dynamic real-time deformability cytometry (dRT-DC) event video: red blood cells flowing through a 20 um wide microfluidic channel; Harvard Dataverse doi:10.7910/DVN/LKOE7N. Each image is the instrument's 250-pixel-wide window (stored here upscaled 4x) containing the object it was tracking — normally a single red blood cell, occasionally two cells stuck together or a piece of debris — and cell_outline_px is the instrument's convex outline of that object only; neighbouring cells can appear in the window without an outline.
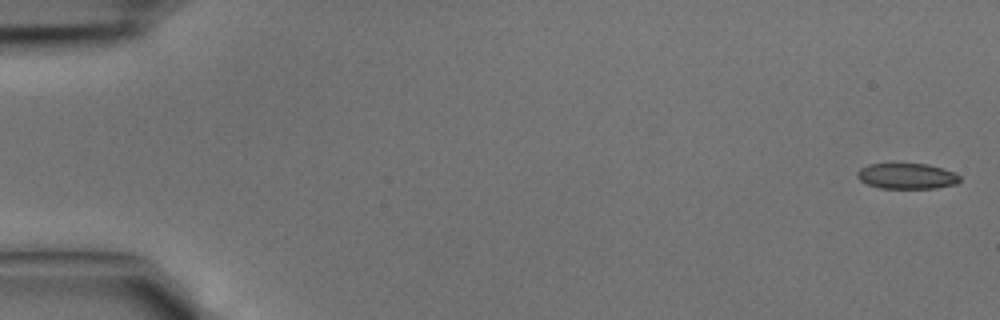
{"species": "common noctule bat (a hibernating species)", "species_latin": "Nyctalus noctula", "temperature_condition": "cold", "stored_images_in_passage": 42, "camera_frame_rate_fps": 3000, "um_per_image_px": 0.085, "animal": {"sex": "male", "body_mass_g": 15.6}, "frame": {"image": 1, "passage_image": 1, "time_ms": 0.0, "image_size_px": [1000, 320], "cell_outline_px": [[960, 180], [956, 184], [936, 188], [880, 188], [868, 184], [860, 180], [856, 176], [856, 172], [860, 168], [868, 164], [928, 164], [952, 172], [960, 176]], "centroid_in_image_um": [77.05, 14.97], "position_along_channel_um": 8.0, "area_um2": 15.2}}
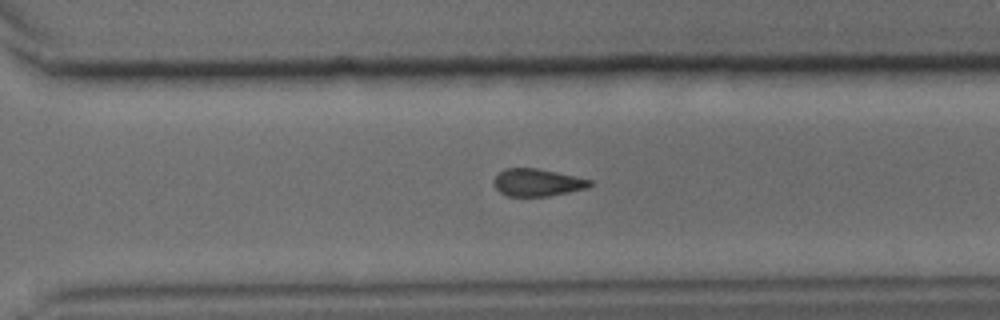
{"frame": {"image": 2, "passage_image": 30, "time_ms": 9.667, "image_size_px": [1000, 320], "cell_outline_px": [[592, 184], [588, 188], [548, 196], [508, 196], [500, 192], [492, 184], [496, 176], [504, 168], [536, 168], [556, 172], [592, 180]], "centroid_in_image_um": [45.66, 15.51], "position_along_channel_um": 324.9, "area_um2": 15.26}}
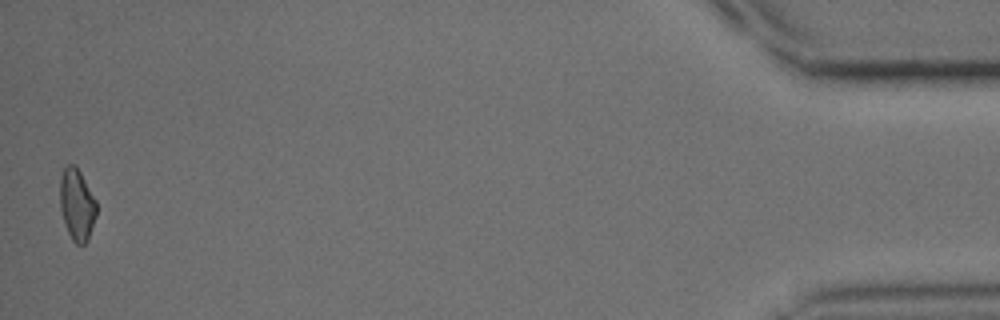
{"frame": {"image": 3, "passage_image": 42, "time_ms": 13.667, "image_size_px": [1000, 320], "cell_outline_px": [[96, 216], [88, 240], [84, 244], [76, 244], [72, 240], [64, 224], [60, 208], [60, 176], [64, 168], [68, 164], [76, 164], [96, 200]], "centroid_in_image_um": [6.53, 17.38], "position_along_channel_um": 428.7, "area_um2": 15.37}}